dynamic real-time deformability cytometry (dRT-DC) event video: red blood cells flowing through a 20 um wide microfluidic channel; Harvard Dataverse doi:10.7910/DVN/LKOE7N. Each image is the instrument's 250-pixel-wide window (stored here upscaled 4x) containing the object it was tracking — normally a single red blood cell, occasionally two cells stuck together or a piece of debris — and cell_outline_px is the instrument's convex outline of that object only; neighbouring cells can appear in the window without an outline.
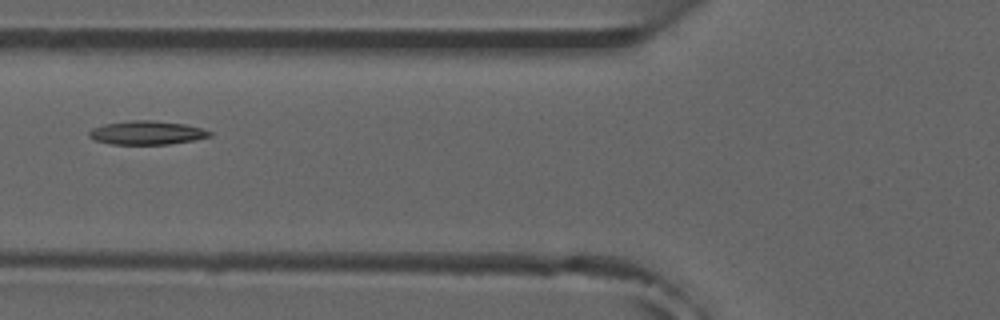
{"species": "common noctule bat (a hibernating species)", "species_latin": "Nyctalus noctula", "temperature_condition": "room temperature", "stored_images_in_passage": 6, "camera_frame_rate_fps": 3000, "um_per_image_px": 0.085, "animal": {"sex": "male", "forearm_length_mm": 52.5}, "frame": {"image": 1, "passage_image": 6, "time_ms": 6.0, "image_size_px": [1000, 320], "cell_outline_px": [[212, 136], [192, 140], [168, 144], [112, 144], [96, 140], [88, 136], [88, 132], [92, 128], [104, 124], [132, 120], [152, 120], [184, 124], [200, 128], [212, 132]], "centroid_in_image_um": [12.46, 11.28], "position_along_channel_um": 113.3, "area_um2": 16.47}}